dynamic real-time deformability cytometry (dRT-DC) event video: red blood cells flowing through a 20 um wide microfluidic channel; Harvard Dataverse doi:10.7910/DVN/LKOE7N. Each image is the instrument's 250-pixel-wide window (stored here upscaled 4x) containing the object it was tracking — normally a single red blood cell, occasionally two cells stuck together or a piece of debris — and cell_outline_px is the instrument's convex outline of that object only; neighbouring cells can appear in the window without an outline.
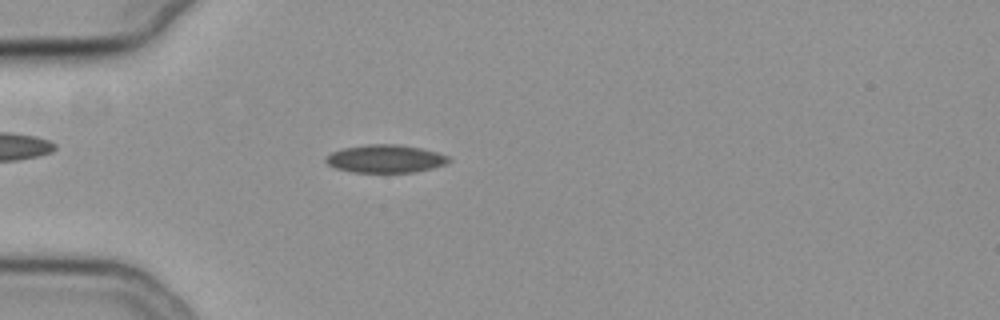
{"species": "common noctule bat (a hibernating species)", "species_latin": "Nyctalus noctula", "temperature_condition": "cold", "stored_images_in_passage": 46, "camera_frame_rate_fps": 3000, "um_per_image_px": 0.085, "animal": {"sex": "female", "body_mass_g": 19.3, "forearm_length_mm": 54.1}, "frame": {"image": 1, "passage_image": 6, "time_ms": 1.667, "image_size_px": [1000, 320], "cell_outline_px": [[452, 160], [444, 164], [432, 168], [412, 172], [352, 172], [336, 168], [328, 164], [324, 160], [332, 152], [344, 148], [368, 144], [396, 144], [420, 148], [436, 152], [448, 156]], "centroid_in_image_um": [32.76, 13.49], "position_along_channel_um": 52.2, "area_um2": 19.77}}
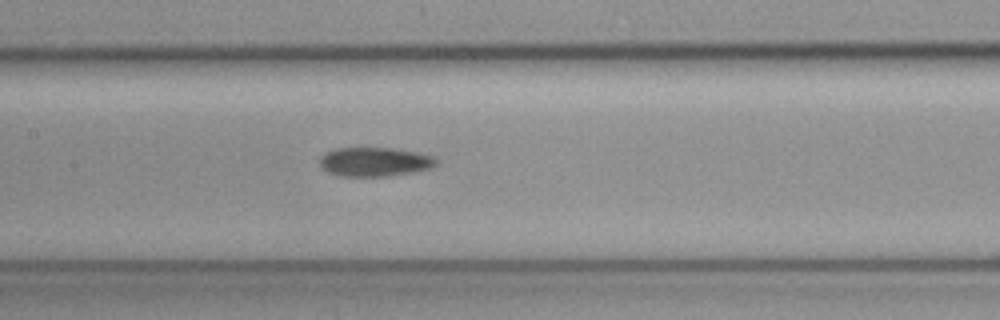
{"frame": {"image": 2, "passage_image": 17, "time_ms": 5.333, "image_size_px": [1000, 320], "cell_outline_px": [[436, 164], [432, 168], [412, 172], [388, 176], [340, 176], [328, 172], [320, 168], [320, 160], [328, 152], [340, 148], [392, 148], [416, 152], [432, 156], [436, 160]], "centroid_in_image_um": [31.85, 13.76], "position_along_channel_um": 175.5, "area_um2": 19.48}}
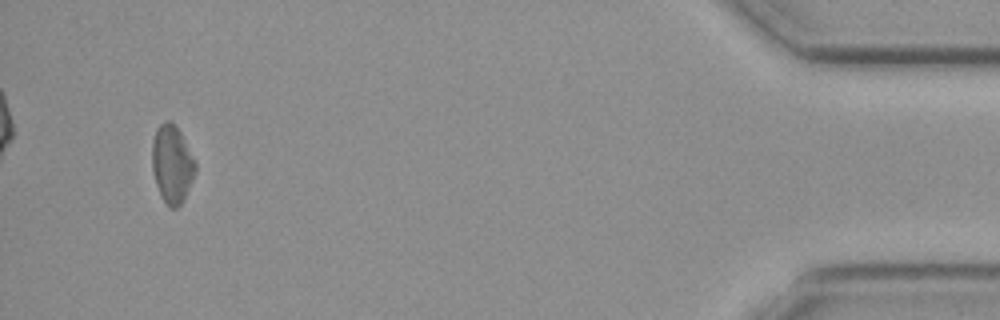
{"frame": {"image": 3, "passage_image": 43, "time_ms": 14.0, "image_size_px": [1000, 320], "cell_outline_px": [[196, 172], [184, 200], [176, 208], [168, 208], [160, 196], [156, 184], [152, 168], [152, 140], [156, 128], [160, 124], [168, 120], [180, 132], [196, 164]], "centroid_in_image_um": [14.61, 13.99], "position_along_channel_um": 420.6, "area_um2": 19.59}}